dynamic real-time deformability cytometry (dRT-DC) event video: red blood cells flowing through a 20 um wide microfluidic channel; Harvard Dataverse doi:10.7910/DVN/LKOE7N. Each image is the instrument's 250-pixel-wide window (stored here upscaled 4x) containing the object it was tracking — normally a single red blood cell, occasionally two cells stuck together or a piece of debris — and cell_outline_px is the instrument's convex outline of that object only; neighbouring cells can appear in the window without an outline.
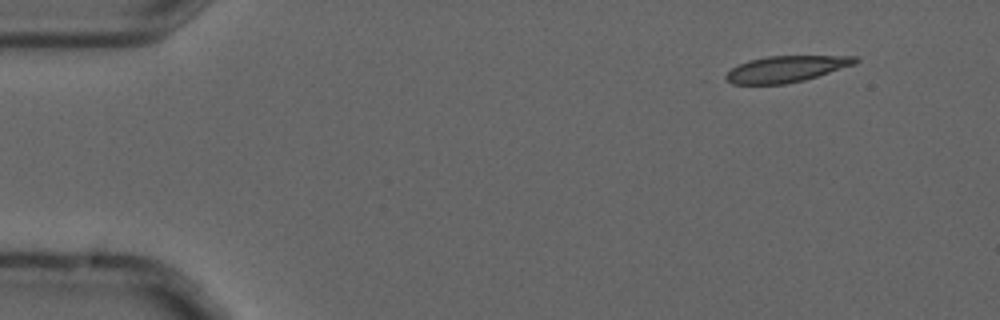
{"species": "common noctule bat (a hibernating species)", "species_latin": "Nyctalus noctula", "temperature_condition": "cold", "stored_images_in_passage": 3, "camera_frame_rate_fps": 3000, "um_per_image_px": 0.085, "animal": {"sex": "male", "forearm_length_mm": 52.5}, "frame": {"image": 1, "passage_image": 1, "time_ms": 0.0, "image_size_px": [1000, 320], "cell_outline_px": [[860, 60], [856, 64], [804, 80], [784, 84], [732, 84], [724, 80], [724, 76], [732, 68], [748, 60], [768, 56], [856, 56]], "centroid_in_image_um": [66.81, 5.86], "position_along_channel_um": 18.2, "area_um2": 19.77}}
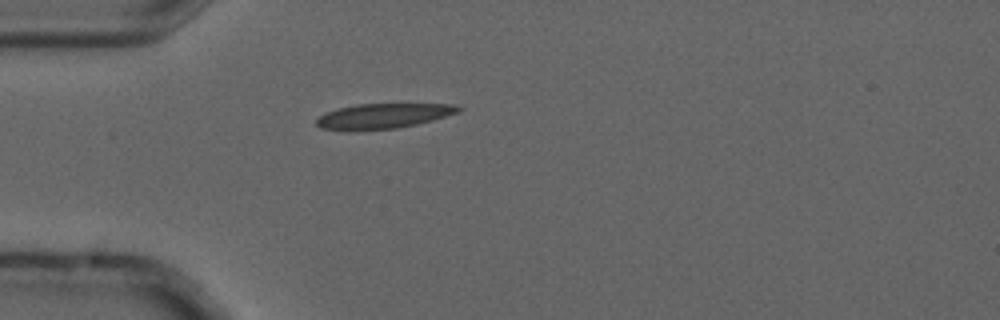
{"frame": {"image": 2, "passage_image": 3, "time_ms": 0.667, "image_size_px": [1000, 320], "cell_outline_px": [[464, 108], [460, 112], [432, 120], [416, 124], [396, 128], [320, 128], [316, 124], [316, 120], [324, 112], [356, 104], [456, 104]], "centroid_in_image_um": [32.68, 9.81], "position_along_channel_um": 52.3, "area_um2": 19.94}}